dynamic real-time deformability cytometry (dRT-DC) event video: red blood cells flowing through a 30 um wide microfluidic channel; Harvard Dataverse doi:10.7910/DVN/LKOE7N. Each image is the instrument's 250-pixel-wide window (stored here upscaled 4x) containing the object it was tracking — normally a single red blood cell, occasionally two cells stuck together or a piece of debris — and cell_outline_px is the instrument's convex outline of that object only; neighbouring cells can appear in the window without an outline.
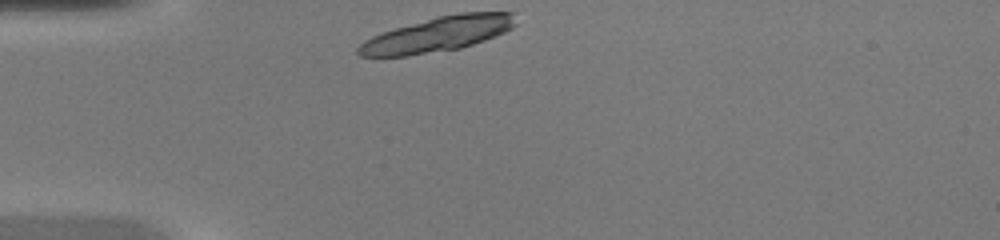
{"species": "common noctule bat (a hibernating species)", "species_latin": "Nyctalus noctula", "temperature_condition": "warm", "stored_images_in_passage": 6, "camera_frame_rate_fps": 3000, "um_per_image_px": 0.085, "animal": {"sex": "female", "body_mass_g": 20.0, "forearm_length_mm": 54.0}, "frame": {"image": 1, "passage_image": 1, "time_ms": 0.0, "image_size_px": [1000, 240], "cell_outline_px": [[516, 24], [512, 28], [496, 36], [460, 48], [408, 56], [360, 56], [356, 52], [356, 48], [364, 40], [372, 36], [396, 28], [436, 16], [460, 12], [516, 12]], "centroid_in_image_um": [37.24, 2.9], "position_along_channel_um": 47.8, "area_um2": 31.96}}